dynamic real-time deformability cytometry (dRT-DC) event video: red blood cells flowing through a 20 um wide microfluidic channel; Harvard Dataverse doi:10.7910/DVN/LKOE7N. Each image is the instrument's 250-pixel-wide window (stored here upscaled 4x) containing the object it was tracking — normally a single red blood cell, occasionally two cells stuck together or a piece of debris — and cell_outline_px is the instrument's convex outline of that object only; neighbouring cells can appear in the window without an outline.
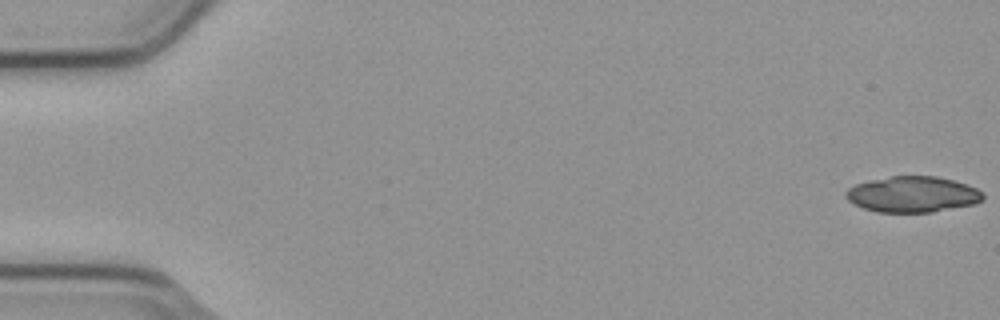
{"species": "common noctule bat (a hibernating species)", "species_latin": "Nyctalus noctula", "temperature_condition": "cold", "stored_images_in_passage": 5, "camera_frame_rate_fps": 3000, "um_per_image_px": 0.085, "animal": {"sex": "male", "body_mass_g": 23.1, "forearm_length_mm": 52.7}, "frame": {"image": 1, "passage_image": 1, "time_ms": 0.0, "image_size_px": [1000, 320], "cell_outline_px": [[984, 200], [972, 204], [932, 212], [876, 212], [864, 208], [848, 200], [844, 196], [844, 192], [848, 188], [856, 184], [872, 180], [892, 176], [936, 176], [968, 184], [976, 188], [984, 196]], "centroid_in_image_um": [77.56, 16.52], "position_along_channel_um": 7.4, "area_um2": 28.5}}